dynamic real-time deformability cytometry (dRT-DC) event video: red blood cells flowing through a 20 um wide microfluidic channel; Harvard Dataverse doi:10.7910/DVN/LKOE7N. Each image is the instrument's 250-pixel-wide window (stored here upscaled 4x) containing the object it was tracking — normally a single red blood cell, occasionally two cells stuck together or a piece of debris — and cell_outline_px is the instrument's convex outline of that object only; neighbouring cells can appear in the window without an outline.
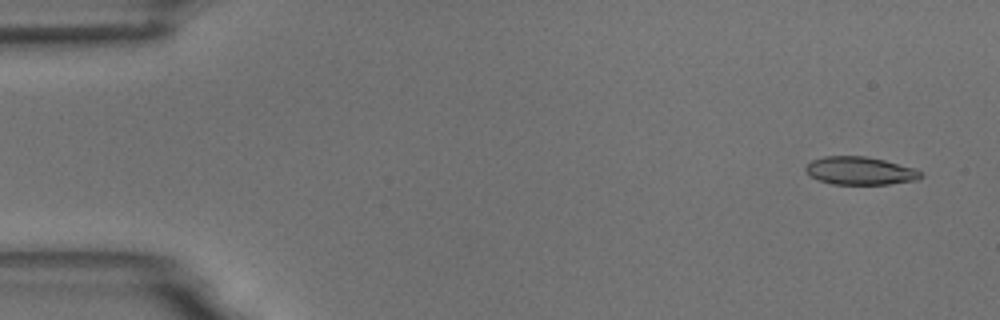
{"species": "common noctule bat (a hibernating species)", "species_latin": "Nyctalus noctula", "temperature_condition": "room temperature", "stored_images_in_passage": 53, "camera_frame_rate_fps": 3000, "um_per_image_px": 0.085, "animal": {"sex": "male", "body_mass_g": 18.8}, "frame": {"image": 1, "passage_image": 1, "time_ms": 0.0, "image_size_px": [1000, 320], "cell_outline_px": [[924, 176], [916, 180], [888, 184], [832, 184], [820, 180], [812, 176], [804, 168], [812, 160], [824, 156], [864, 156], [884, 160], [912, 168], [924, 172]], "centroid_in_image_um": [73.13, 14.51], "position_along_channel_um": 11.9, "area_um2": 18.55}}
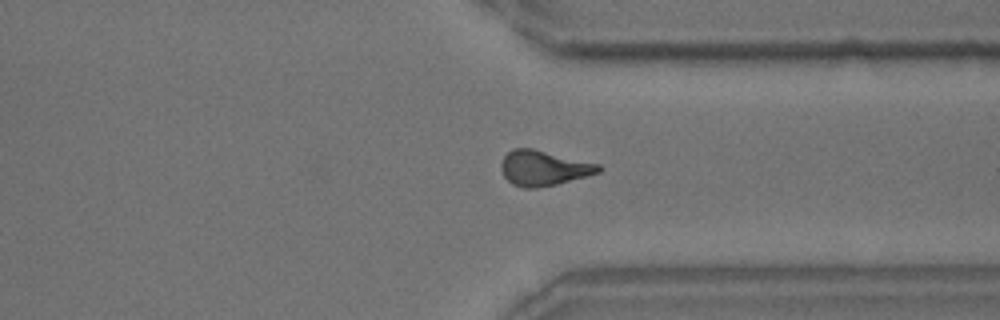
{"frame": {"image": 2, "passage_image": 40, "time_ms": 13.0, "image_size_px": [1000, 320], "cell_outline_px": [[604, 168], [600, 172], [556, 184], [536, 188], [524, 188], [512, 184], [504, 176], [500, 168], [500, 164], [504, 156], [512, 148], [532, 148], [600, 164]], "centroid_in_image_um": [46.2, 14.28], "position_along_channel_um": 365.2, "area_um2": 19.94}}
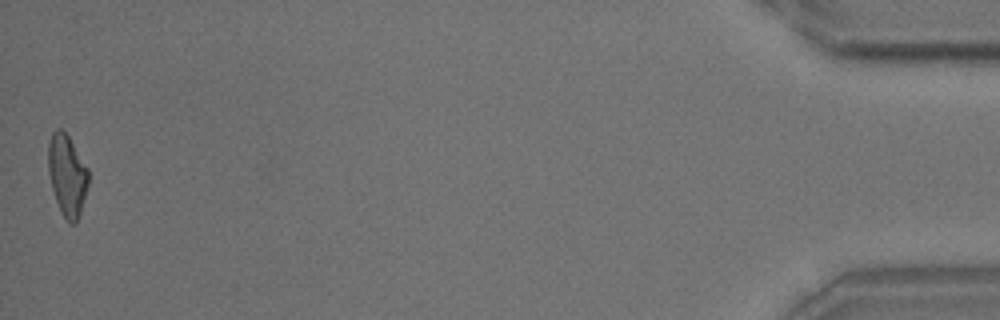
{"frame": {"image": 3, "passage_image": 53, "time_ms": 17.333, "image_size_px": [1000, 320], "cell_outline_px": [[88, 184], [80, 212], [76, 224], [68, 224], [60, 212], [52, 188], [48, 168], [48, 144], [52, 132], [56, 128], [60, 128], [68, 136], [88, 168]], "centroid_in_image_um": [5.69, 14.91], "position_along_channel_um": 429.5, "area_um2": 18.96}, "authors_computed_cell_mechanics": {"area_um2": 19.363, "velocity_mm_per_s": 3.6506, "shape_relaxation_time_tau1_ms": 5.6643, "shape_relaxation_time_tau2_ms": 2.3931, "deformation_change_tau1": 0.1808, "deformation_change_tau2": 0.1047}}